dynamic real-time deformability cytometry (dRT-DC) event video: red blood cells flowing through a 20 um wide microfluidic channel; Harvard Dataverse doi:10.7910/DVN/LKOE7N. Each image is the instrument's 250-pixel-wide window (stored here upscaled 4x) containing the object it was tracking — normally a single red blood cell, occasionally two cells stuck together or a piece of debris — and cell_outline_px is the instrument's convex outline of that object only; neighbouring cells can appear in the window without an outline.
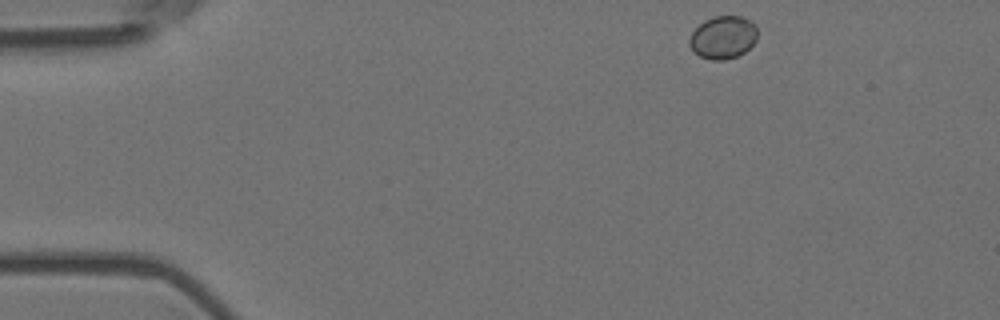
{"species": "Egyptian fruit bat (a non-hibernating species)", "species_latin": "Rousettus aegyptiacus", "temperature_condition": "room temperature", "stored_images_in_passage": 49, "camera_frame_rate_fps": 3000, "um_per_image_px": 0.085, "animal": {"sex": "female"}, "frame": {"image": 1, "passage_image": 1, "time_ms": 0.0, "image_size_px": [1000, 320], "cell_outline_px": [[756, 40], [744, 52], [736, 56], [724, 60], [712, 60], [700, 56], [688, 44], [688, 40], [692, 32], [704, 20], [712, 16], [740, 16], [748, 20], [756, 28]], "centroid_in_image_um": [61.42, 3.17], "position_along_channel_um": 23.6, "area_um2": 16.7}}
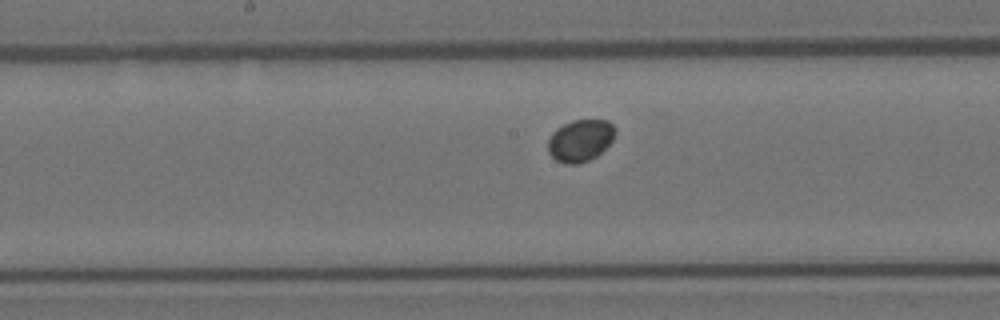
{"frame": {"image": 2, "passage_image": 22, "time_ms": 7.0, "image_size_px": [1000, 320], "cell_outline_px": [[616, 132], [612, 140], [596, 156], [588, 160], [576, 164], [564, 164], [556, 160], [548, 152], [548, 140], [552, 132], [556, 128], [572, 120], [608, 120], [616, 128]], "centroid_in_image_um": [49.31, 11.93], "position_along_channel_um": 198.9, "area_um2": 16.42}}
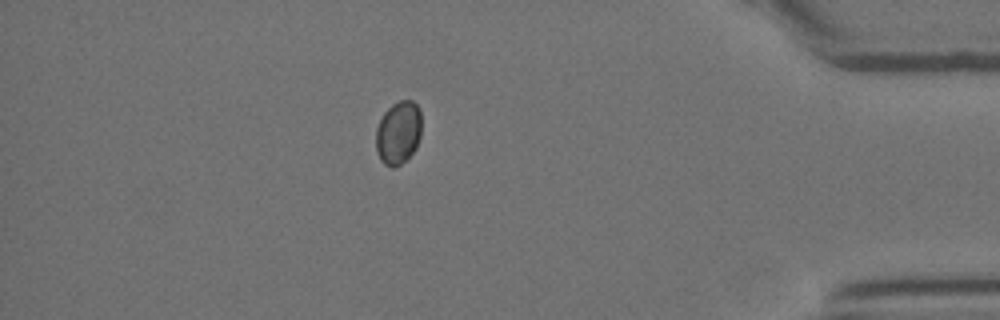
{"frame": {"image": 3, "passage_image": 42, "time_ms": 13.667, "image_size_px": [1000, 320], "cell_outline_px": [[420, 136], [416, 148], [400, 164], [392, 168], [384, 164], [380, 160], [376, 152], [376, 128], [384, 112], [392, 104], [400, 100], [412, 100], [420, 108]], "centroid_in_image_um": [33.84, 11.27], "position_along_channel_um": 401.4, "area_um2": 16.76}}